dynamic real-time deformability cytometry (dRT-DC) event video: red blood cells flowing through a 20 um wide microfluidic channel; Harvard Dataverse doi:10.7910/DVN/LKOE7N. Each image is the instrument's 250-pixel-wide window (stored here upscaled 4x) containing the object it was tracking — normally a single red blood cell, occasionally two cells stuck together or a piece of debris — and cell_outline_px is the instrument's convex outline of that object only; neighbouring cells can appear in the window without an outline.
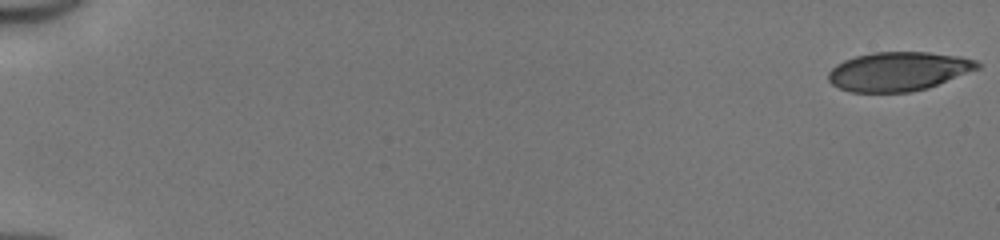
{"species": "human", "species_latin": "Homo sapiens", "temperature_condition": "cold", "stored_images_in_passage": 51, "camera_frame_rate_fps": 3000, "um_per_image_px": 0.085, "donor": {"sex": "male"}, "frame": {"image": 1, "passage_image": 1, "time_ms": 0.0, "image_size_px": [1000, 240], "cell_outline_px": [[980, 68], [928, 88], [912, 92], [852, 92], [840, 88], [832, 84], [828, 80], [828, 72], [836, 64], [844, 60], [856, 56], [872, 52], [928, 52], [960, 56], [976, 60], [980, 64]], "centroid_in_image_um": [76.37, 6.06], "position_along_channel_um": 8.6, "area_um2": 33.93}}
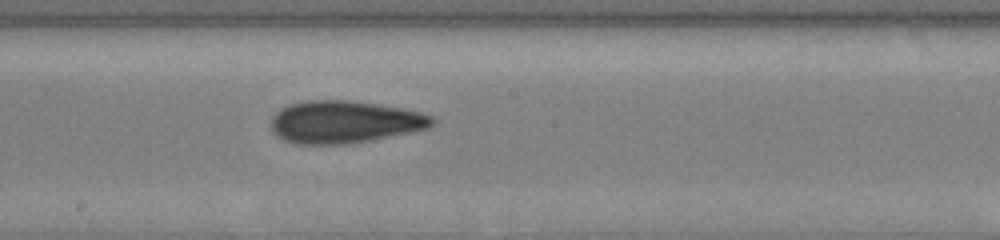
{"frame": {"image": 2, "passage_image": 30, "time_ms": 9.667, "image_size_px": [1000, 240], "cell_outline_px": [[436, 120], [428, 128], [348, 144], [296, 144], [284, 140], [276, 136], [272, 132], [268, 124], [272, 116], [280, 108], [288, 104], [304, 100], [348, 100], [404, 108], [420, 112], [432, 116]], "centroid_in_image_um": [29.19, 10.35], "position_along_channel_um": 219.0, "area_um2": 40.0}}
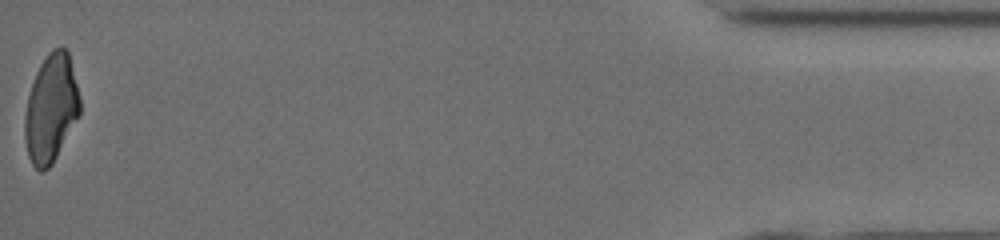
{"frame": {"image": 3, "passage_image": 51, "time_ms": 16.667, "image_size_px": [1000, 240], "cell_outline_px": [[80, 116], [52, 164], [44, 172], [40, 172], [32, 164], [28, 156], [24, 140], [24, 120], [28, 96], [36, 72], [40, 64], [48, 52], [52, 48], [64, 48], [68, 52], [80, 96]], "centroid_in_image_um": [4.33, 9.25], "position_along_channel_um": 430.9, "area_um2": 34.85}, "authors_computed_cell_mechanics": {"area_um2": 37.1076, "velocity_mm_per_s": 4.1844, "shape_relaxation_time_tau1_ms": 3.7666, "shape_relaxation_time_tau2_ms": 2.4681, "deformation_change_tau1": 0.1415, "deformation_change_tau2": 0.1014}}